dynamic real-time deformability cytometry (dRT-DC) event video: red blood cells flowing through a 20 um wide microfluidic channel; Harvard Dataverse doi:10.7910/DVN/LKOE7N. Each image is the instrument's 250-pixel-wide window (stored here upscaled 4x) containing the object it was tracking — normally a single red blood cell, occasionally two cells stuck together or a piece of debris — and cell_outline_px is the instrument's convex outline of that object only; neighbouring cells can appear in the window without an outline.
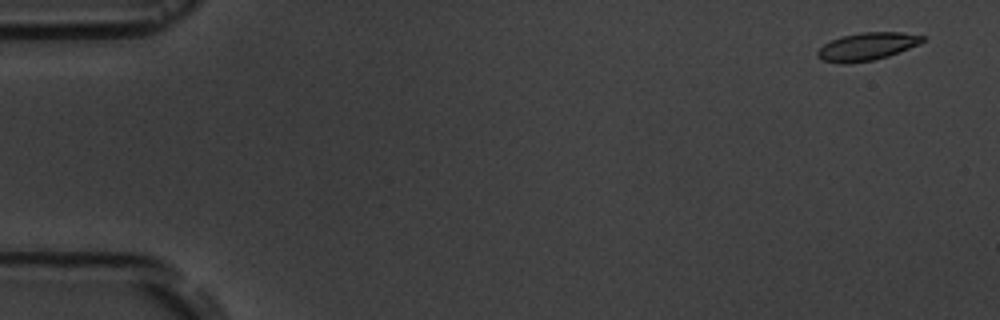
{"species": "common noctule bat (a hibernating species)", "species_latin": "Nyctalus noctula", "temperature_condition": "room temperature", "stored_images_in_passage": 5, "camera_frame_rate_fps": 3000, "um_per_image_px": 0.085, "animal": {"sex": "male", "body_mass_g": 19.5, "forearm_length_mm": 54.6}, "frame": {"image": 1, "passage_image": 1, "time_ms": 0.0, "image_size_px": [1000, 320], "cell_outline_px": [[928, 36], [920, 44], [888, 56], [872, 60], [844, 64], [840, 64], [820, 60], [816, 56], [816, 52], [824, 44], [840, 36], [860, 32], [900, 32]], "centroid_in_image_um": [73.68, 3.95], "position_along_channel_um": 11.3, "area_um2": 17.17}}
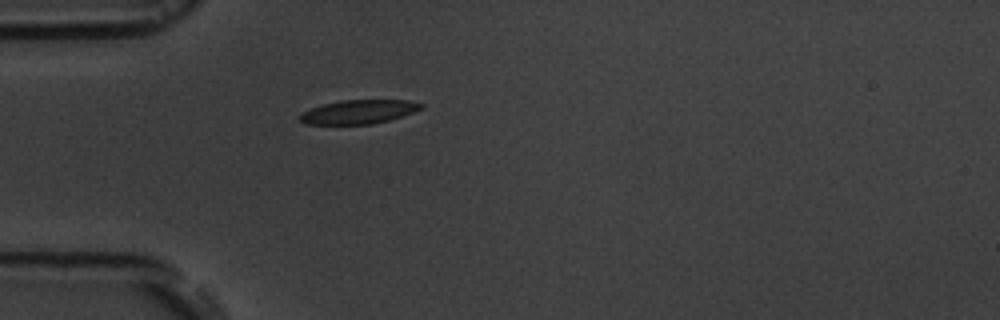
{"frame": {"image": 2, "passage_image": 5, "time_ms": 4.667, "image_size_px": [1000, 320], "cell_outline_px": [[424, 108], [388, 120], [372, 124], [304, 124], [300, 120], [300, 116], [304, 112], [312, 108], [324, 104], [340, 100], [408, 100], [424, 104]], "centroid_in_image_um": [30.51, 9.5], "position_along_channel_um": 54.5, "area_um2": 16.65}}